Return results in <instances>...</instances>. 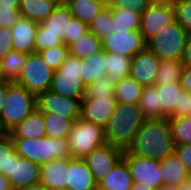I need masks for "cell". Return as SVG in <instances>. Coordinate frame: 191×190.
Listing matches in <instances>:
<instances>
[{"instance_id": "cell-20", "label": "cell", "mask_w": 191, "mask_h": 190, "mask_svg": "<svg viewBox=\"0 0 191 190\" xmlns=\"http://www.w3.org/2000/svg\"><path fill=\"white\" fill-rule=\"evenodd\" d=\"M68 159H56L41 166L40 183L49 190L66 188Z\"/></svg>"}, {"instance_id": "cell-21", "label": "cell", "mask_w": 191, "mask_h": 190, "mask_svg": "<svg viewBox=\"0 0 191 190\" xmlns=\"http://www.w3.org/2000/svg\"><path fill=\"white\" fill-rule=\"evenodd\" d=\"M132 185V177L123 158L98 182L101 190H130Z\"/></svg>"}, {"instance_id": "cell-29", "label": "cell", "mask_w": 191, "mask_h": 190, "mask_svg": "<svg viewBox=\"0 0 191 190\" xmlns=\"http://www.w3.org/2000/svg\"><path fill=\"white\" fill-rule=\"evenodd\" d=\"M113 32H128L139 30L141 22V14L131 11L128 8L116 9L114 6L110 8Z\"/></svg>"}, {"instance_id": "cell-38", "label": "cell", "mask_w": 191, "mask_h": 190, "mask_svg": "<svg viewBox=\"0 0 191 190\" xmlns=\"http://www.w3.org/2000/svg\"><path fill=\"white\" fill-rule=\"evenodd\" d=\"M112 25L111 10L110 8H105L93 19L88 27L89 31L102 41L113 33Z\"/></svg>"}, {"instance_id": "cell-57", "label": "cell", "mask_w": 191, "mask_h": 190, "mask_svg": "<svg viewBox=\"0 0 191 190\" xmlns=\"http://www.w3.org/2000/svg\"><path fill=\"white\" fill-rule=\"evenodd\" d=\"M100 1L103 3V5H104L105 8H111V7H113V6L116 4V2H117V0H100Z\"/></svg>"}, {"instance_id": "cell-47", "label": "cell", "mask_w": 191, "mask_h": 190, "mask_svg": "<svg viewBox=\"0 0 191 190\" xmlns=\"http://www.w3.org/2000/svg\"><path fill=\"white\" fill-rule=\"evenodd\" d=\"M182 116H191V96L189 91L184 90L180 93L179 107L170 117Z\"/></svg>"}, {"instance_id": "cell-43", "label": "cell", "mask_w": 191, "mask_h": 190, "mask_svg": "<svg viewBox=\"0 0 191 190\" xmlns=\"http://www.w3.org/2000/svg\"><path fill=\"white\" fill-rule=\"evenodd\" d=\"M62 40L52 34H37L35 39V52L61 46Z\"/></svg>"}, {"instance_id": "cell-1", "label": "cell", "mask_w": 191, "mask_h": 190, "mask_svg": "<svg viewBox=\"0 0 191 190\" xmlns=\"http://www.w3.org/2000/svg\"><path fill=\"white\" fill-rule=\"evenodd\" d=\"M174 147L168 118H153L145 119L127 151L163 161L174 152Z\"/></svg>"}, {"instance_id": "cell-27", "label": "cell", "mask_w": 191, "mask_h": 190, "mask_svg": "<svg viewBox=\"0 0 191 190\" xmlns=\"http://www.w3.org/2000/svg\"><path fill=\"white\" fill-rule=\"evenodd\" d=\"M132 57L123 54L105 52V71L109 80L119 82L130 76Z\"/></svg>"}, {"instance_id": "cell-53", "label": "cell", "mask_w": 191, "mask_h": 190, "mask_svg": "<svg viewBox=\"0 0 191 190\" xmlns=\"http://www.w3.org/2000/svg\"><path fill=\"white\" fill-rule=\"evenodd\" d=\"M10 187L9 180L2 173H0V190H8Z\"/></svg>"}, {"instance_id": "cell-12", "label": "cell", "mask_w": 191, "mask_h": 190, "mask_svg": "<svg viewBox=\"0 0 191 190\" xmlns=\"http://www.w3.org/2000/svg\"><path fill=\"white\" fill-rule=\"evenodd\" d=\"M124 151L109 143H106L83 159L89 166L95 181L98 183L116 164L123 158Z\"/></svg>"}, {"instance_id": "cell-17", "label": "cell", "mask_w": 191, "mask_h": 190, "mask_svg": "<svg viewBox=\"0 0 191 190\" xmlns=\"http://www.w3.org/2000/svg\"><path fill=\"white\" fill-rule=\"evenodd\" d=\"M39 23L19 17L11 27L13 50L30 54L35 52V39Z\"/></svg>"}, {"instance_id": "cell-35", "label": "cell", "mask_w": 191, "mask_h": 190, "mask_svg": "<svg viewBox=\"0 0 191 190\" xmlns=\"http://www.w3.org/2000/svg\"><path fill=\"white\" fill-rule=\"evenodd\" d=\"M139 107L146 119L162 118L156 85L143 87Z\"/></svg>"}, {"instance_id": "cell-36", "label": "cell", "mask_w": 191, "mask_h": 190, "mask_svg": "<svg viewBox=\"0 0 191 190\" xmlns=\"http://www.w3.org/2000/svg\"><path fill=\"white\" fill-rule=\"evenodd\" d=\"M28 54L12 50L1 61L3 75L7 81L15 82L26 64Z\"/></svg>"}, {"instance_id": "cell-16", "label": "cell", "mask_w": 191, "mask_h": 190, "mask_svg": "<svg viewBox=\"0 0 191 190\" xmlns=\"http://www.w3.org/2000/svg\"><path fill=\"white\" fill-rule=\"evenodd\" d=\"M72 19L73 15L65 2L59 4L46 20L39 23L37 34H52L63 41L65 36H69Z\"/></svg>"}, {"instance_id": "cell-11", "label": "cell", "mask_w": 191, "mask_h": 190, "mask_svg": "<svg viewBox=\"0 0 191 190\" xmlns=\"http://www.w3.org/2000/svg\"><path fill=\"white\" fill-rule=\"evenodd\" d=\"M37 110L41 113H56L75 122L81 117V100L48 90L37 95Z\"/></svg>"}, {"instance_id": "cell-2", "label": "cell", "mask_w": 191, "mask_h": 190, "mask_svg": "<svg viewBox=\"0 0 191 190\" xmlns=\"http://www.w3.org/2000/svg\"><path fill=\"white\" fill-rule=\"evenodd\" d=\"M145 119L139 104L117 102L113 114L104 127L106 142L123 151L127 150Z\"/></svg>"}, {"instance_id": "cell-42", "label": "cell", "mask_w": 191, "mask_h": 190, "mask_svg": "<svg viewBox=\"0 0 191 190\" xmlns=\"http://www.w3.org/2000/svg\"><path fill=\"white\" fill-rule=\"evenodd\" d=\"M89 32L88 24L83 23L81 20L74 18L71 20L69 36H65L62 41L65 46L71 45L77 38Z\"/></svg>"}, {"instance_id": "cell-7", "label": "cell", "mask_w": 191, "mask_h": 190, "mask_svg": "<svg viewBox=\"0 0 191 190\" xmlns=\"http://www.w3.org/2000/svg\"><path fill=\"white\" fill-rule=\"evenodd\" d=\"M188 35L178 22L168 24L147 41V48L160 60H181Z\"/></svg>"}, {"instance_id": "cell-41", "label": "cell", "mask_w": 191, "mask_h": 190, "mask_svg": "<svg viewBox=\"0 0 191 190\" xmlns=\"http://www.w3.org/2000/svg\"><path fill=\"white\" fill-rule=\"evenodd\" d=\"M170 1L173 5L176 22H178L188 34H191V3L185 0Z\"/></svg>"}, {"instance_id": "cell-5", "label": "cell", "mask_w": 191, "mask_h": 190, "mask_svg": "<svg viewBox=\"0 0 191 190\" xmlns=\"http://www.w3.org/2000/svg\"><path fill=\"white\" fill-rule=\"evenodd\" d=\"M106 143L104 128L81 118L73 123L68 136L71 158H84Z\"/></svg>"}, {"instance_id": "cell-8", "label": "cell", "mask_w": 191, "mask_h": 190, "mask_svg": "<svg viewBox=\"0 0 191 190\" xmlns=\"http://www.w3.org/2000/svg\"><path fill=\"white\" fill-rule=\"evenodd\" d=\"M53 75L54 70L42 60L38 52H34L28 54L26 64L15 83L37 96L50 90Z\"/></svg>"}, {"instance_id": "cell-58", "label": "cell", "mask_w": 191, "mask_h": 190, "mask_svg": "<svg viewBox=\"0 0 191 190\" xmlns=\"http://www.w3.org/2000/svg\"><path fill=\"white\" fill-rule=\"evenodd\" d=\"M158 190H179V187L174 185H163Z\"/></svg>"}, {"instance_id": "cell-24", "label": "cell", "mask_w": 191, "mask_h": 190, "mask_svg": "<svg viewBox=\"0 0 191 190\" xmlns=\"http://www.w3.org/2000/svg\"><path fill=\"white\" fill-rule=\"evenodd\" d=\"M57 6L48 0H21L19 15L23 18L41 23L46 20Z\"/></svg>"}, {"instance_id": "cell-6", "label": "cell", "mask_w": 191, "mask_h": 190, "mask_svg": "<svg viewBox=\"0 0 191 190\" xmlns=\"http://www.w3.org/2000/svg\"><path fill=\"white\" fill-rule=\"evenodd\" d=\"M80 71L81 59L68 54L60 68L54 71L50 90L64 97L82 100L86 86Z\"/></svg>"}, {"instance_id": "cell-45", "label": "cell", "mask_w": 191, "mask_h": 190, "mask_svg": "<svg viewBox=\"0 0 191 190\" xmlns=\"http://www.w3.org/2000/svg\"><path fill=\"white\" fill-rule=\"evenodd\" d=\"M19 17V7H0V26L11 28Z\"/></svg>"}, {"instance_id": "cell-44", "label": "cell", "mask_w": 191, "mask_h": 190, "mask_svg": "<svg viewBox=\"0 0 191 190\" xmlns=\"http://www.w3.org/2000/svg\"><path fill=\"white\" fill-rule=\"evenodd\" d=\"M13 50L11 28L0 26V61Z\"/></svg>"}, {"instance_id": "cell-26", "label": "cell", "mask_w": 191, "mask_h": 190, "mask_svg": "<svg viewBox=\"0 0 191 190\" xmlns=\"http://www.w3.org/2000/svg\"><path fill=\"white\" fill-rule=\"evenodd\" d=\"M65 4L74 18L88 25L105 9L100 0H65Z\"/></svg>"}, {"instance_id": "cell-32", "label": "cell", "mask_w": 191, "mask_h": 190, "mask_svg": "<svg viewBox=\"0 0 191 190\" xmlns=\"http://www.w3.org/2000/svg\"><path fill=\"white\" fill-rule=\"evenodd\" d=\"M142 89L131 76L125 77L116 83L115 99L120 103L139 104Z\"/></svg>"}, {"instance_id": "cell-54", "label": "cell", "mask_w": 191, "mask_h": 190, "mask_svg": "<svg viewBox=\"0 0 191 190\" xmlns=\"http://www.w3.org/2000/svg\"><path fill=\"white\" fill-rule=\"evenodd\" d=\"M19 190H49L47 187H45L42 183H37L34 185H30L24 188H21Z\"/></svg>"}, {"instance_id": "cell-10", "label": "cell", "mask_w": 191, "mask_h": 190, "mask_svg": "<svg viewBox=\"0 0 191 190\" xmlns=\"http://www.w3.org/2000/svg\"><path fill=\"white\" fill-rule=\"evenodd\" d=\"M176 22L172 2L151 3L141 14L139 31L147 42L168 24Z\"/></svg>"}, {"instance_id": "cell-23", "label": "cell", "mask_w": 191, "mask_h": 190, "mask_svg": "<svg viewBox=\"0 0 191 190\" xmlns=\"http://www.w3.org/2000/svg\"><path fill=\"white\" fill-rule=\"evenodd\" d=\"M161 179L164 185L178 186L190 176L175 152L161 161Z\"/></svg>"}, {"instance_id": "cell-30", "label": "cell", "mask_w": 191, "mask_h": 190, "mask_svg": "<svg viewBox=\"0 0 191 190\" xmlns=\"http://www.w3.org/2000/svg\"><path fill=\"white\" fill-rule=\"evenodd\" d=\"M102 50V41L91 31L77 38L68 46L69 54L79 59L87 58Z\"/></svg>"}, {"instance_id": "cell-19", "label": "cell", "mask_w": 191, "mask_h": 190, "mask_svg": "<svg viewBox=\"0 0 191 190\" xmlns=\"http://www.w3.org/2000/svg\"><path fill=\"white\" fill-rule=\"evenodd\" d=\"M117 104L116 99L99 98L96 101H81V119L106 126Z\"/></svg>"}, {"instance_id": "cell-22", "label": "cell", "mask_w": 191, "mask_h": 190, "mask_svg": "<svg viewBox=\"0 0 191 190\" xmlns=\"http://www.w3.org/2000/svg\"><path fill=\"white\" fill-rule=\"evenodd\" d=\"M11 138L36 139L46 136L43 113L37 109L9 132Z\"/></svg>"}, {"instance_id": "cell-31", "label": "cell", "mask_w": 191, "mask_h": 190, "mask_svg": "<svg viewBox=\"0 0 191 190\" xmlns=\"http://www.w3.org/2000/svg\"><path fill=\"white\" fill-rule=\"evenodd\" d=\"M46 136L68 139L74 121L56 113H43Z\"/></svg>"}, {"instance_id": "cell-40", "label": "cell", "mask_w": 191, "mask_h": 190, "mask_svg": "<svg viewBox=\"0 0 191 190\" xmlns=\"http://www.w3.org/2000/svg\"><path fill=\"white\" fill-rule=\"evenodd\" d=\"M42 60L54 71L59 69L69 54L68 47L62 44L38 52Z\"/></svg>"}, {"instance_id": "cell-13", "label": "cell", "mask_w": 191, "mask_h": 190, "mask_svg": "<svg viewBox=\"0 0 191 190\" xmlns=\"http://www.w3.org/2000/svg\"><path fill=\"white\" fill-rule=\"evenodd\" d=\"M146 47L147 42L139 30L113 32L102 40V49L105 52L123 54L130 57H133Z\"/></svg>"}, {"instance_id": "cell-9", "label": "cell", "mask_w": 191, "mask_h": 190, "mask_svg": "<svg viewBox=\"0 0 191 190\" xmlns=\"http://www.w3.org/2000/svg\"><path fill=\"white\" fill-rule=\"evenodd\" d=\"M123 159L128 165L133 183L144 184L154 190L164 185L161 179V161L124 151Z\"/></svg>"}, {"instance_id": "cell-34", "label": "cell", "mask_w": 191, "mask_h": 190, "mask_svg": "<svg viewBox=\"0 0 191 190\" xmlns=\"http://www.w3.org/2000/svg\"><path fill=\"white\" fill-rule=\"evenodd\" d=\"M183 68L181 60H160L154 85L179 84Z\"/></svg>"}, {"instance_id": "cell-4", "label": "cell", "mask_w": 191, "mask_h": 190, "mask_svg": "<svg viewBox=\"0 0 191 190\" xmlns=\"http://www.w3.org/2000/svg\"><path fill=\"white\" fill-rule=\"evenodd\" d=\"M0 115V125L9 133L37 109V96L15 82H7L6 98Z\"/></svg>"}, {"instance_id": "cell-61", "label": "cell", "mask_w": 191, "mask_h": 190, "mask_svg": "<svg viewBox=\"0 0 191 190\" xmlns=\"http://www.w3.org/2000/svg\"><path fill=\"white\" fill-rule=\"evenodd\" d=\"M48 1L55 2L57 5L65 2V0H48Z\"/></svg>"}, {"instance_id": "cell-50", "label": "cell", "mask_w": 191, "mask_h": 190, "mask_svg": "<svg viewBox=\"0 0 191 190\" xmlns=\"http://www.w3.org/2000/svg\"><path fill=\"white\" fill-rule=\"evenodd\" d=\"M181 61L184 66H191V34L188 35Z\"/></svg>"}, {"instance_id": "cell-52", "label": "cell", "mask_w": 191, "mask_h": 190, "mask_svg": "<svg viewBox=\"0 0 191 190\" xmlns=\"http://www.w3.org/2000/svg\"><path fill=\"white\" fill-rule=\"evenodd\" d=\"M21 0H0V7H19Z\"/></svg>"}, {"instance_id": "cell-37", "label": "cell", "mask_w": 191, "mask_h": 190, "mask_svg": "<svg viewBox=\"0 0 191 190\" xmlns=\"http://www.w3.org/2000/svg\"><path fill=\"white\" fill-rule=\"evenodd\" d=\"M174 145L191 144V116L169 117Z\"/></svg>"}, {"instance_id": "cell-49", "label": "cell", "mask_w": 191, "mask_h": 190, "mask_svg": "<svg viewBox=\"0 0 191 190\" xmlns=\"http://www.w3.org/2000/svg\"><path fill=\"white\" fill-rule=\"evenodd\" d=\"M179 84L184 91L191 90V66H184Z\"/></svg>"}, {"instance_id": "cell-46", "label": "cell", "mask_w": 191, "mask_h": 190, "mask_svg": "<svg viewBox=\"0 0 191 190\" xmlns=\"http://www.w3.org/2000/svg\"><path fill=\"white\" fill-rule=\"evenodd\" d=\"M150 5L148 0H117L114 7L116 9L128 8L133 12L142 14Z\"/></svg>"}, {"instance_id": "cell-48", "label": "cell", "mask_w": 191, "mask_h": 190, "mask_svg": "<svg viewBox=\"0 0 191 190\" xmlns=\"http://www.w3.org/2000/svg\"><path fill=\"white\" fill-rule=\"evenodd\" d=\"M174 152L191 174V144L175 145Z\"/></svg>"}, {"instance_id": "cell-25", "label": "cell", "mask_w": 191, "mask_h": 190, "mask_svg": "<svg viewBox=\"0 0 191 190\" xmlns=\"http://www.w3.org/2000/svg\"><path fill=\"white\" fill-rule=\"evenodd\" d=\"M80 75L85 86L106 75L105 51L103 49L87 58L81 59Z\"/></svg>"}, {"instance_id": "cell-15", "label": "cell", "mask_w": 191, "mask_h": 190, "mask_svg": "<svg viewBox=\"0 0 191 190\" xmlns=\"http://www.w3.org/2000/svg\"><path fill=\"white\" fill-rule=\"evenodd\" d=\"M160 59L147 47L132 57L130 76L140 85L153 86Z\"/></svg>"}, {"instance_id": "cell-14", "label": "cell", "mask_w": 191, "mask_h": 190, "mask_svg": "<svg viewBox=\"0 0 191 190\" xmlns=\"http://www.w3.org/2000/svg\"><path fill=\"white\" fill-rule=\"evenodd\" d=\"M41 166L27 158L12 153L11 173L7 177L11 188H21L40 183Z\"/></svg>"}, {"instance_id": "cell-51", "label": "cell", "mask_w": 191, "mask_h": 190, "mask_svg": "<svg viewBox=\"0 0 191 190\" xmlns=\"http://www.w3.org/2000/svg\"><path fill=\"white\" fill-rule=\"evenodd\" d=\"M6 92H7V82L4 84H0V115L2 113V109L4 106L5 98H6Z\"/></svg>"}, {"instance_id": "cell-56", "label": "cell", "mask_w": 191, "mask_h": 190, "mask_svg": "<svg viewBox=\"0 0 191 190\" xmlns=\"http://www.w3.org/2000/svg\"><path fill=\"white\" fill-rule=\"evenodd\" d=\"M130 190H154V189L149 186H144V184L133 183Z\"/></svg>"}, {"instance_id": "cell-33", "label": "cell", "mask_w": 191, "mask_h": 190, "mask_svg": "<svg viewBox=\"0 0 191 190\" xmlns=\"http://www.w3.org/2000/svg\"><path fill=\"white\" fill-rule=\"evenodd\" d=\"M115 81L109 80V75H104L92 84L86 86L85 94L81 101H96L99 98L115 99Z\"/></svg>"}, {"instance_id": "cell-39", "label": "cell", "mask_w": 191, "mask_h": 190, "mask_svg": "<svg viewBox=\"0 0 191 190\" xmlns=\"http://www.w3.org/2000/svg\"><path fill=\"white\" fill-rule=\"evenodd\" d=\"M15 151L13 140L9 133L0 137V173L8 177L11 173L12 153Z\"/></svg>"}, {"instance_id": "cell-55", "label": "cell", "mask_w": 191, "mask_h": 190, "mask_svg": "<svg viewBox=\"0 0 191 190\" xmlns=\"http://www.w3.org/2000/svg\"><path fill=\"white\" fill-rule=\"evenodd\" d=\"M178 187L179 190H191V177L186 178Z\"/></svg>"}, {"instance_id": "cell-59", "label": "cell", "mask_w": 191, "mask_h": 190, "mask_svg": "<svg viewBox=\"0 0 191 190\" xmlns=\"http://www.w3.org/2000/svg\"><path fill=\"white\" fill-rule=\"evenodd\" d=\"M6 82H8V81L5 79V77L3 75L2 68H1V63H0V84H4Z\"/></svg>"}, {"instance_id": "cell-28", "label": "cell", "mask_w": 191, "mask_h": 190, "mask_svg": "<svg viewBox=\"0 0 191 190\" xmlns=\"http://www.w3.org/2000/svg\"><path fill=\"white\" fill-rule=\"evenodd\" d=\"M158 99L161 105L162 118H169L179 107L180 93L183 91L180 84L168 83L156 85Z\"/></svg>"}, {"instance_id": "cell-60", "label": "cell", "mask_w": 191, "mask_h": 190, "mask_svg": "<svg viewBox=\"0 0 191 190\" xmlns=\"http://www.w3.org/2000/svg\"><path fill=\"white\" fill-rule=\"evenodd\" d=\"M149 3H163V2H166V1H169V0H148Z\"/></svg>"}, {"instance_id": "cell-62", "label": "cell", "mask_w": 191, "mask_h": 190, "mask_svg": "<svg viewBox=\"0 0 191 190\" xmlns=\"http://www.w3.org/2000/svg\"><path fill=\"white\" fill-rule=\"evenodd\" d=\"M5 132L3 131V129L1 128V125H0V137L4 134Z\"/></svg>"}, {"instance_id": "cell-3", "label": "cell", "mask_w": 191, "mask_h": 190, "mask_svg": "<svg viewBox=\"0 0 191 190\" xmlns=\"http://www.w3.org/2000/svg\"><path fill=\"white\" fill-rule=\"evenodd\" d=\"M16 153L42 166L56 159H70L68 139L44 136L36 139L12 138Z\"/></svg>"}, {"instance_id": "cell-18", "label": "cell", "mask_w": 191, "mask_h": 190, "mask_svg": "<svg viewBox=\"0 0 191 190\" xmlns=\"http://www.w3.org/2000/svg\"><path fill=\"white\" fill-rule=\"evenodd\" d=\"M66 188L69 190H96L98 183L83 158L68 159Z\"/></svg>"}]
</instances>
